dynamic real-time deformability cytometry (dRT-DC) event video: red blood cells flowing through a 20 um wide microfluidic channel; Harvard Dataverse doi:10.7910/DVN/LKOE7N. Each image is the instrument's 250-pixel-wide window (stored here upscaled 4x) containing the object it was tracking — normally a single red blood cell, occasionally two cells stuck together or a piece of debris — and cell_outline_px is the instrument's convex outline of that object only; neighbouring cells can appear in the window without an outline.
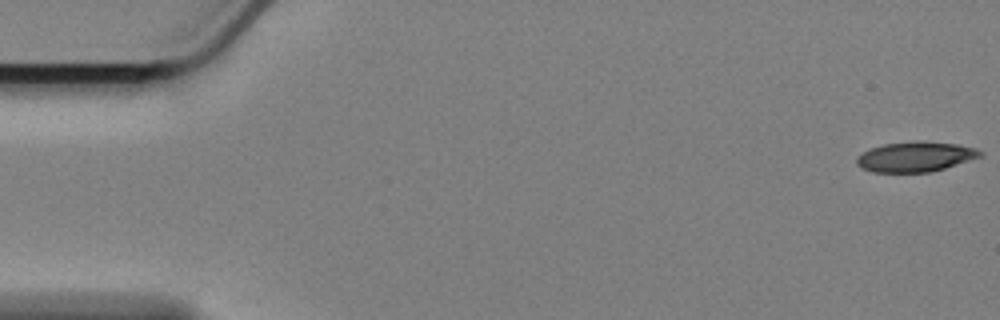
{"species": "Egyptian fruit bat (a non-hibernating species)", "species_latin": "Rousettus aegyptiacus", "temperature_condition": "cold", "stored_images_in_passage": 60, "camera_frame_rate_fps": 3000, "um_per_image_px": 0.085, "animal": {"sex": "female"}, "frame": {"image": 1, "passage_image": 1, "time_ms": 0.0, "image_size_px": [1000, 320], "cell_outline_px": [[984, 152], [980, 156], [932, 172], [872, 172], [856, 164], [856, 156], [872, 148], [884, 144], [916, 140], [924, 140], [956, 144], [976, 148]], "centroid_in_image_um": [77.8, 13.31], "position_along_channel_um": 7.2, "area_um2": 21.56}}
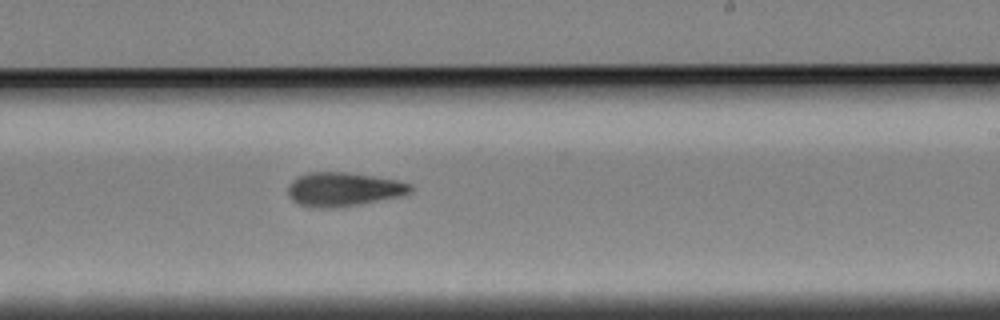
{"frame": {"image": 2, "passage_image": 35, "time_ms": 11.333, "image_size_px": [1000, 320], "cell_outline_px": [[412, 192], [400, 196], [360, 204], [332, 208], [316, 208], [300, 204], [292, 200], [288, 196], [288, 184], [292, 180], [308, 172], [348, 172], [396, 180], [412, 184]], "centroid_in_image_um": [29.18, 16.09], "position_along_channel_um": 259.8, "area_um2": 24.16}}
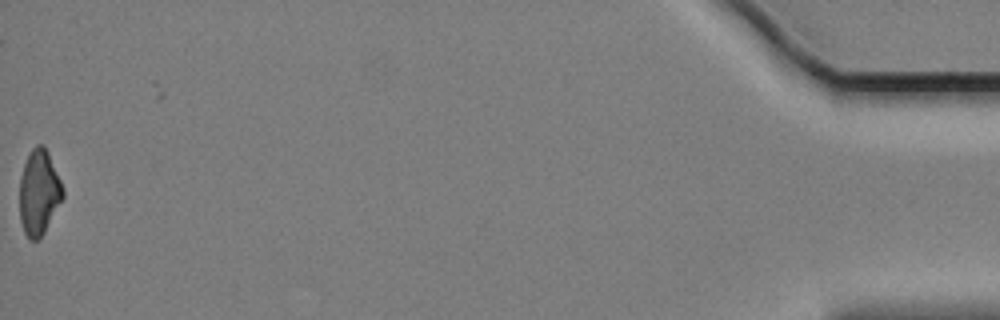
{"frame": {"image": 3, "passage_image": 59, "time_ms": 19.333, "image_size_px": [1000, 320], "cell_outline_px": [[64, 196], [44, 232], [36, 240], [28, 240], [24, 232], [20, 220], [20, 176], [24, 164], [32, 148], [36, 144], [44, 144], [48, 152], [64, 188]], "centroid_in_image_um": [3.31, 16.34], "position_along_channel_um": 431.9, "area_um2": 21.39}, "authors_computed_cell_mechanics": {"area_um2": 23.0622, "velocity_mm_per_s": 3.3906, "shape_relaxation_time_tau1_ms": 9.2371, "shape_relaxation_time_tau2_ms": 6.0043, "deformation_change_tau1": 0.2051, "deformation_change_tau2": 0.1425}}